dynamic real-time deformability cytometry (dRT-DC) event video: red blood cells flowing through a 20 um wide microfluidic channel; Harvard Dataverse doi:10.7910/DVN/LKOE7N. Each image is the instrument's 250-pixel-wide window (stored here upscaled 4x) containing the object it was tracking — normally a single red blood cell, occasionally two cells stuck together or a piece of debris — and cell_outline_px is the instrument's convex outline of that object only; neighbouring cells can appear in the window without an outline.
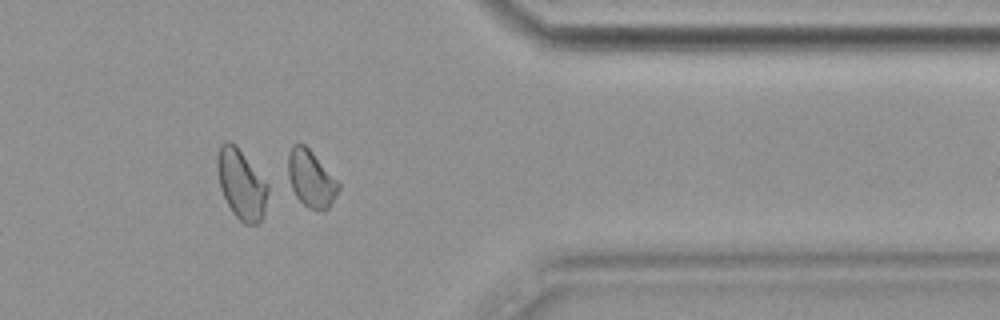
{"species": "common noctule bat (a hibernating species)", "species_latin": "Nyctalus noctula", "temperature_condition": "cold", "stored_images_in_passage": 55, "segment_of_instrument_passage": [2, 2], "camera_frame_rate_fps": 3000, "um_per_image_px": 0.085, "animal": {"sex": "female", "body_mass_g": 19.9}, "frame": {"image": 1, "passage_image": 46, "time_ms": 15.0, "image_size_px": [1000, 320], "cell_outline_px": [[340, 188], [328, 208], [312, 208], [304, 204], [296, 196], [292, 188], [288, 176], [288, 152], [292, 144], [304, 144], [312, 152], [340, 184]], "centroid_in_image_um": [26.41, 15.14], "position_along_channel_um": 385.0, "area_um2": 16.18}}